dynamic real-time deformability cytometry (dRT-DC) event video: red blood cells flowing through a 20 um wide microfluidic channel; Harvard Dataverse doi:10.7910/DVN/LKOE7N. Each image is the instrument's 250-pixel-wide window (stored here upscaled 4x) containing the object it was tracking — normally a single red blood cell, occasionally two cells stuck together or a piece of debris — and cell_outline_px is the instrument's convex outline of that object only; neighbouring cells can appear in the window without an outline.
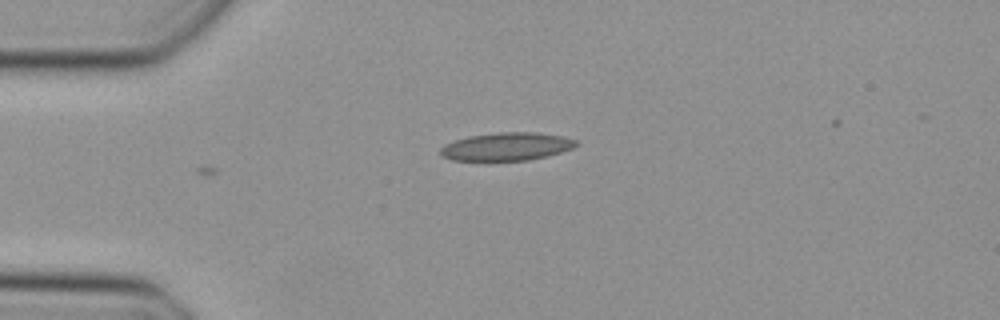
{"species": "Egyptian fruit bat (a non-hibernating species)", "species_latin": "Rousettus aegyptiacus", "temperature_condition": "cold", "stored_images_in_passage": 2, "camera_frame_rate_fps": 3000, "um_per_image_px": 0.085, "animal": {"sex": "female"}, "frame": {"image": 1, "passage_image": 2, "time_ms": 0.333, "image_size_px": [1000, 320], "cell_outline_px": [[580, 144], [572, 148], [548, 156], [528, 160], [452, 160], [440, 156], [440, 148], [444, 144], [468, 136], [500, 132], [536, 132], [564, 136], [576, 140]], "centroid_in_image_um": [43.07, 12.45], "position_along_channel_um": 41.9, "area_um2": 22.2}}